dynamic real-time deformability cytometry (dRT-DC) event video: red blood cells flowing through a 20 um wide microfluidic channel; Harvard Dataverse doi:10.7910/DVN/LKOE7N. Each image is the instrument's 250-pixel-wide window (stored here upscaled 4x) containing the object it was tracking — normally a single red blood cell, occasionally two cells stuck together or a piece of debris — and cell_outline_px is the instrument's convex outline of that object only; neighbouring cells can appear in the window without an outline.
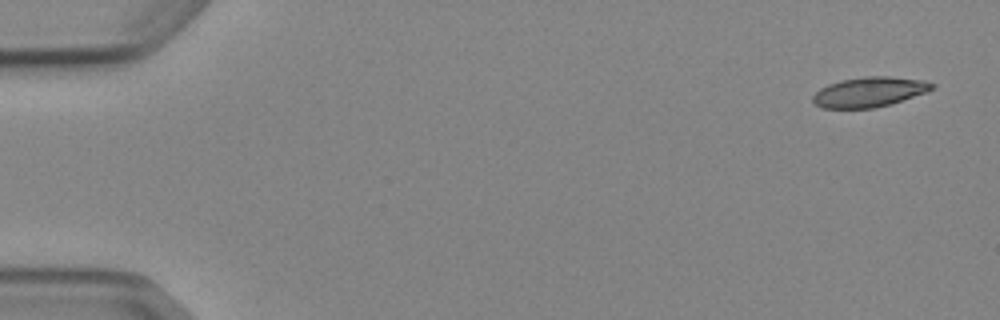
{"species": "Egyptian fruit bat (a non-hibernating species)", "species_latin": "Rousettus aegyptiacus", "temperature_condition": "cold", "stored_images_in_passage": 4, "camera_frame_rate_fps": 3000, "um_per_image_px": 0.085, "animal": {"sex": "female"}, "frame": {"image": 1, "passage_image": 1, "time_ms": 0.0, "image_size_px": [1000, 320], "cell_outline_px": [[936, 88], [928, 92], [892, 104], [872, 108], [820, 108], [812, 100], [812, 96], [820, 88], [828, 84], [840, 80], [864, 76], [888, 76], [924, 80], [936, 84]], "centroid_in_image_um": [73.93, 7.81], "position_along_channel_um": 11.1, "area_um2": 21.1}}
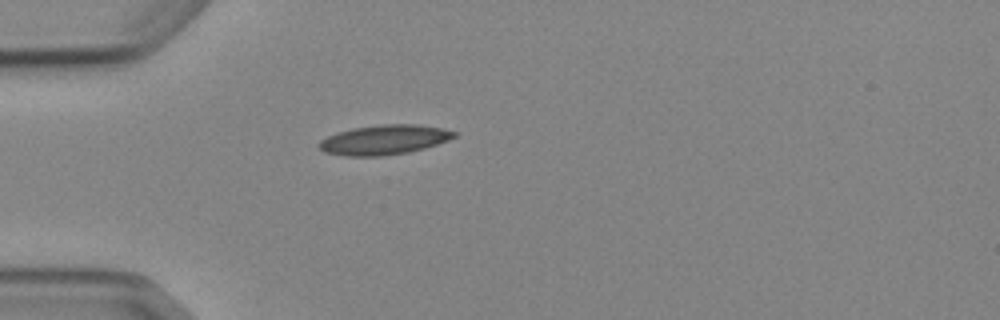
{"frame": {"image": 2, "passage_image": 4, "time_ms": 4.333, "image_size_px": [1000, 320], "cell_outline_px": [[456, 136], [448, 140], [424, 148], [408, 152], [384, 156], [348, 156], [324, 152], [316, 144], [320, 140], [328, 136], [352, 128], [380, 124], [416, 124], [440, 128], [456, 132]], "centroid_in_image_um": [32.63, 11.88], "position_along_channel_um": 52.4, "area_um2": 23.24}}